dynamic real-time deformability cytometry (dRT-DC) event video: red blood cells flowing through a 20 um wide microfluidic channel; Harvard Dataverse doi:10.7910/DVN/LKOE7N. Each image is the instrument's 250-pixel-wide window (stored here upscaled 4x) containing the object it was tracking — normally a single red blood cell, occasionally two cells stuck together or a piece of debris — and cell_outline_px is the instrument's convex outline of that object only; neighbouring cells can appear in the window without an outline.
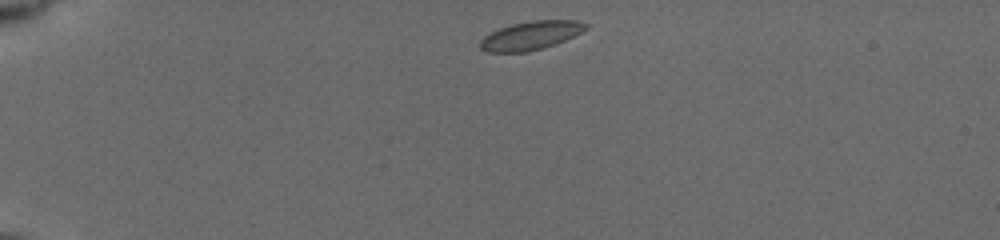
{"species": "common noctule bat (a hibernating species)", "species_latin": "Nyctalus noctula", "temperature_condition": "cold", "stored_images_in_passage": 15, "camera_frame_rate_fps": 3000, "um_per_image_px": 0.085, "animal": {"sex": "female", "body_mass_g": 19.5, "forearm_length_mm": 54.1}, "frame": {"image": 1, "passage_image": 1, "time_ms": 0.0, "image_size_px": [1000, 240], "cell_outline_px": [[588, 28], [556, 44], [544, 48], [528, 52], [488, 52], [480, 48], [480, 40], [484, 36], [500, 28], [512, 24], [532, 20], [576, 20], [588, 24]], "centroid_in_image_um": [45.11, 3.02], "position_along_channel_um": 39.9, "area_um2": 17.51}}